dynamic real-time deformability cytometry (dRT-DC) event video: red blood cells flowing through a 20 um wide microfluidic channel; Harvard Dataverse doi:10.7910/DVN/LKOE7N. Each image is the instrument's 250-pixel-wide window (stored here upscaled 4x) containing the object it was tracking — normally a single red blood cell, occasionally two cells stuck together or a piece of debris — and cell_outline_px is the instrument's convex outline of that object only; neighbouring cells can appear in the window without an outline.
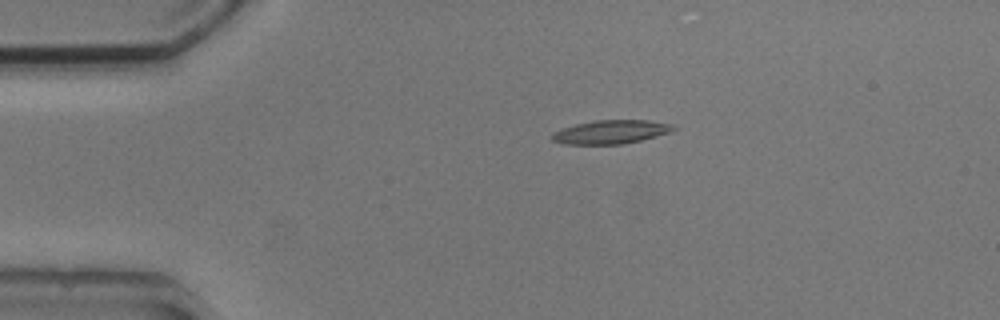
{"species": "common noctule bat (a hibernating species)", "species_latin": "Nyctalus noctula", "temperature_condition": "cold", "stored_images_in_passage": 2, "camera_frame_rate_fps": 3000, "um_per_image_px": 0.085, "animal": {"sex": "male", "body_mass_g": 20.5, "forearm_length_mm": 52.5}, "frame": {"image": 1, "passage_image": 1, "time_ms": 0.0, "image_size_px": [1000, 320], "cell_outline_px": [[676, 128], [668, 132], [656, 136], [624, 144], [564, 144], [552, 140], [552, 132], [576, 124], [596, 120], [648, 120], [672, 124]], "centroid_in_image_um": [51.91, 11.21], "position_along_channel_um": 33.1, "area_um2": 16.53}}